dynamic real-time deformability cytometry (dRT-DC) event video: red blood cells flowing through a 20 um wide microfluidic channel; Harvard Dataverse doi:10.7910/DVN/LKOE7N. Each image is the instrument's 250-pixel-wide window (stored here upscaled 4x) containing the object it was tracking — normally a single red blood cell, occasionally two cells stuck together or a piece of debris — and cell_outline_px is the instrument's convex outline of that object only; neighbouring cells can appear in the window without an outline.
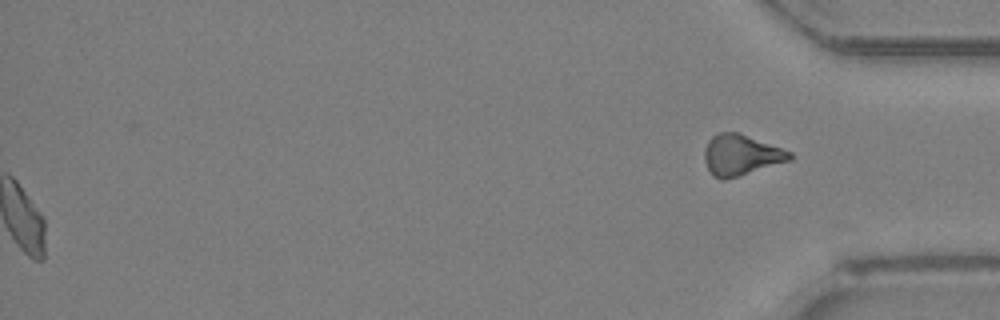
{"species": "Egyptian fruit bat (a non-hibernating species)", "species_latin": "Rousettus aegyptiacus", "temperature_condition": "room temperature", "stored_images_in_passage": 30, "segment_of_instrument_passage": [2, 2], "camera_frame_rate_fps": 3000, "um_per_image_px": 0.085, "animal": {"sex": "female"}, "frame": {"image": 1, "passage_image": 30, "time_ms": 9.667, "image_size_px": [1000, 320], "cell_outline_px": [[792, 160], [724, 180], [720, 180], [712, 176], [704, 160], [704, 148], [708, 140], [712, 136], [720, 132], [736, 132], [792, 152]], "centroid_in_image_um": [62.95, 13.19], "position_along_channel_um": 372.3, "area_um2": 20.11}}